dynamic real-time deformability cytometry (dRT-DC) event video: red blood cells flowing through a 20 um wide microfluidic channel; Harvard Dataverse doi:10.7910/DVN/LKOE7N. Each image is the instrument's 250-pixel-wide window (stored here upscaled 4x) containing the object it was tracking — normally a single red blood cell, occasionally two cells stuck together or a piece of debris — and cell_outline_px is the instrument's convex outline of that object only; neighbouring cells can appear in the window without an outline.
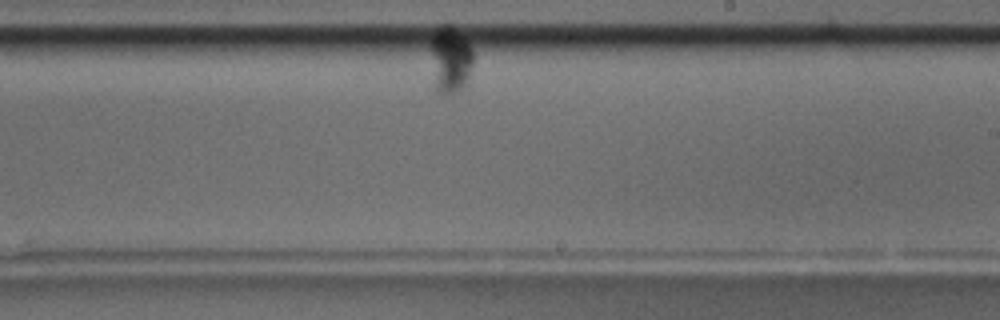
{"species": "common noctule bat (a hibernating species)", "species_latin": "Nyctalus noctula", "temperature_condition": "room temperature", "stored_images_in_passage": 13, "camera_frame_rate_fps": 3000, "um_per_image_px": 0.085, "animal": {"sex": "male", "body_mass_g": 17.5, "forearm_length_mm": 52.3}, "frame": {"image": 1, "passage_image": 11, "time_ms": 12.333, "image_size_px": [1000, 320], "cell_outline_px": [[472, 64], [468, 84], [460, 92], [448, 96], [444, 96], [436, 92], [432, 88], [432, 40], [440, 32], [448, 32], [464, 40], [472, 48]], "centroid_in_image_um": [38.29, 5.43], "position_along_channel_um": 250.7, "area_um2": 15.55}}